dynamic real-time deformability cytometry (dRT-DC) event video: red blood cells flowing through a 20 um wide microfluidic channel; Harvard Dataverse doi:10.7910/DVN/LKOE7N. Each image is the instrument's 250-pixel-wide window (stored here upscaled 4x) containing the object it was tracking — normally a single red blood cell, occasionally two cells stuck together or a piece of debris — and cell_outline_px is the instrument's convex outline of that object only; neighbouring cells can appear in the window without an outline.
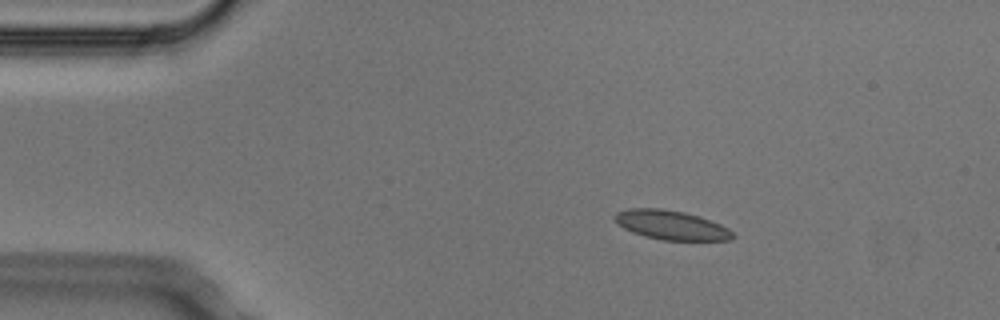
{"species": "Egyptian fruit bat (a non-hibernating species)", "species_latin": "Rousettus aegyptiacus", "temperature_condition": "cold", "stored_images_in_passage": 6, "camera_frame_rate_fps": 3000, "um_per_image_px": 0.085, "animal": {"sex": "male"}, "frame": {"image": 1, "passage_image": 1, "time_ms": 0.0, "image_size_px": [1000, 320], "cell_outline_px": [[736, 236], [732, 240], [664, 240], [644, 236], [632, 232], [624, 228], [612, 216], [616, 212], [628, 208], [660, 208], [684, 212], [700, 216], [720, 224], [728, 228]], "centroid_in_image_um": [57.06, 19.12], "position_along_channel_um": 27.9, "area_um2": 20.11}}
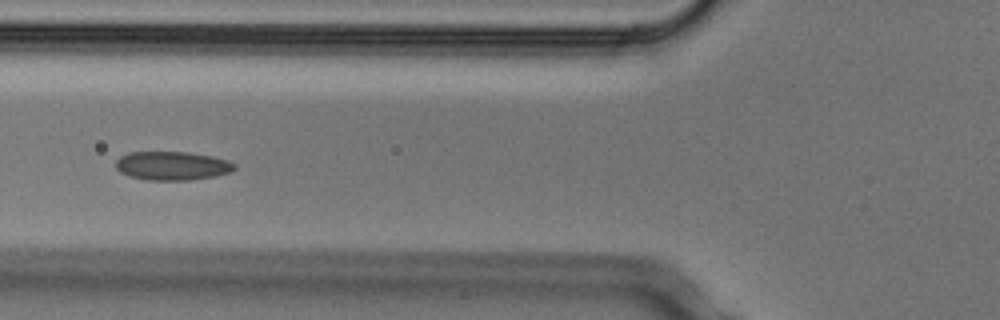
{"frame": {"image": 2, "passage_image": 4, "time_ms": 1.0, "image_size_px": [1000, 320], "cell_outline_px": [[236, 168], [228, 172], [216, 176], [188, 180], [148, 180], [128, 176], [120, 172], [116, 168], [116, 160], [120, 156], [128, 152], [188, 152], [212, 156], [228, 160], [236, 164]], "centroid_in_image_um": [14.62, 14.09], "position_along_channel_um": 111.2, "area_um2": 19.94}}
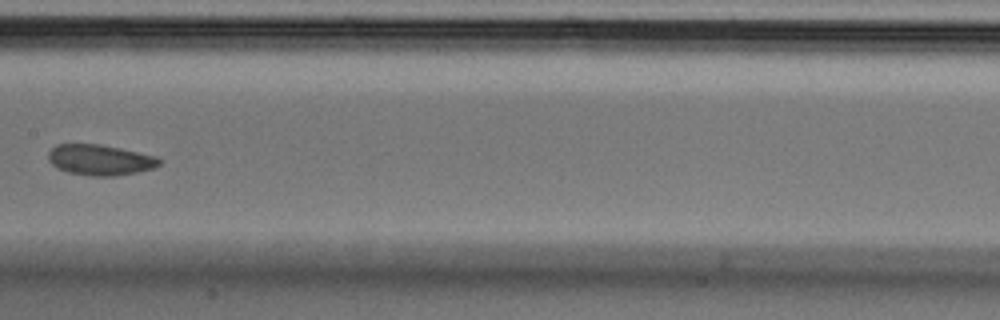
{"frame": {"image": 3, "passage_image": 6, "time_ms": 1.667, "image_size_px": [1000, 320], "cell_outline_px": [[164, 160], [160, 164], [152, 168], [136, 172], [116, 176], [92, 176], [68, 172], [56, 168], [48, 160], [48, 152], [56, 144], [100, 144], [120, 148], [156, 156]], "centroid_in_image_um": [8.5, 13.59], "position_along_channel_um": 198.9, "area_um2": 19.88}}